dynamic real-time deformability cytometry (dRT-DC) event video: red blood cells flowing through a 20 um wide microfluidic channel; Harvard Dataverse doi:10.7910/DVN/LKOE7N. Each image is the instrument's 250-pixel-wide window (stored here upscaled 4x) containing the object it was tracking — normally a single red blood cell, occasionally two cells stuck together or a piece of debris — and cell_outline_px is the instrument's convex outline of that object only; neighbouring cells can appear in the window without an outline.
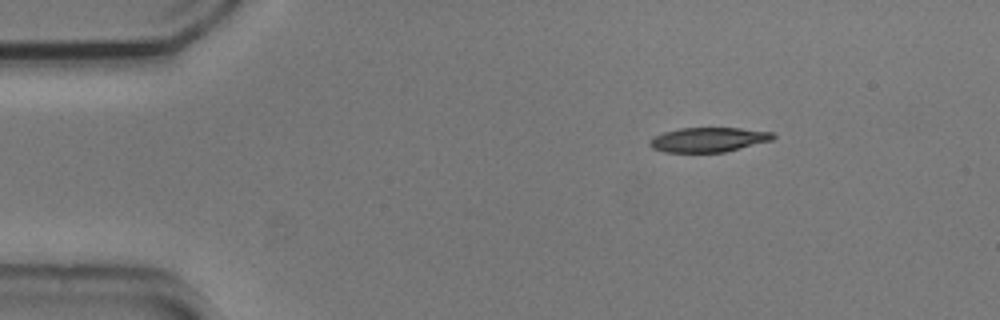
{"species": "common noctule bat (a hibernating species)", "species_latin": "Nyctalus noctula", "temperature_condition": "cold", "stored_images_in_passage": 47, "camera_frame_rate_fps": 3000, "um_per_image_px": 0.085, "animal": {"sex": "male", "body_mass_g": 20.5, "forearm_length_mm": 52.5}, "frame": {"image": 1, "passage_image": 1, "time_ms": 0.0, "image_size_px": [1000, 320], "cell_outline_px": [[776, 136], [772, 140], [724, 152], [664, 152], [652, 148], [648, 144], [656, 136], [664, 132], [680, 128], [740, 128], [772, 132]], "centroid_in_image_um": [60.23, 11.87], "position_along_channel_um": 24.8, "area_um2": 17.46}}
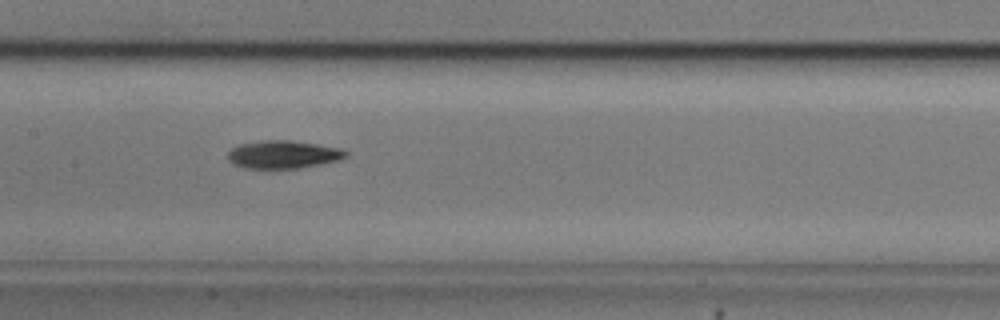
{"frame": {"image": 2, "passage_image": 19, "time_ms": 6.0, "image_size_px": [1000, 320], "cell_outline_px": [[348, 156], [340, 160], [320, 164], [296, 168], [244, 168], [232, 164], [228, 160], [228, 152], [232, 148], [240, 144], [264, 140], [288, 140], [316, 144], [340, 148], [348, 152]], "centroid_in_image_um": [24.07, 13.13], "position_along_channel_um": 183.3, "area_um2": 19.13}}
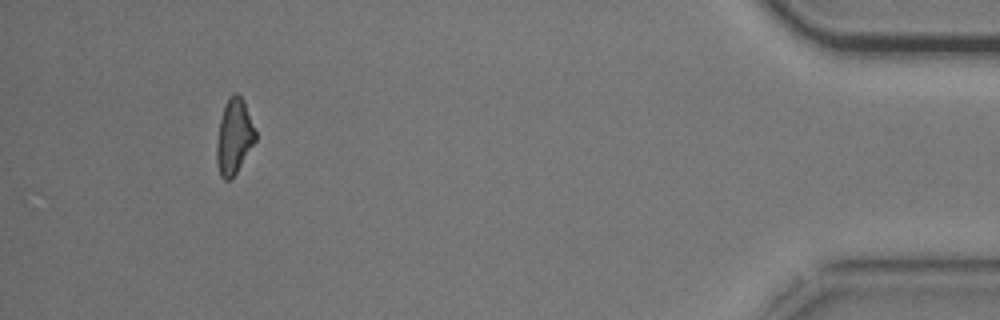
{"frame": {"image": 3, "passage_image": 43, "time_ms": 14.0, "image_size_px": [1000, 320], "cell_outline_px": [[256, 140], [236, 172], [228, 180], [224, 180], [220, 176], [216, 160], [216, 144], [220, 120], [228, 96], [232, 92], [236, 92], [244, 100], [256, 132]], "centroid_in_image_um": [19.89, 11.58], "position_along_channel_um": 415.3, "area_um2": 16.88}, "authors_computed_cell_mechanics": {"area_um2": 18.3804, "velocity_mm_per_s": 3.7249, "shape_relaxation_time_tau1_ms": 6.8214, "shape_relaxation_time_tau2_ms": 6.9823, "deformation_change_tau1": 0.1875, "deformation_change_tau2": 0.1669}}